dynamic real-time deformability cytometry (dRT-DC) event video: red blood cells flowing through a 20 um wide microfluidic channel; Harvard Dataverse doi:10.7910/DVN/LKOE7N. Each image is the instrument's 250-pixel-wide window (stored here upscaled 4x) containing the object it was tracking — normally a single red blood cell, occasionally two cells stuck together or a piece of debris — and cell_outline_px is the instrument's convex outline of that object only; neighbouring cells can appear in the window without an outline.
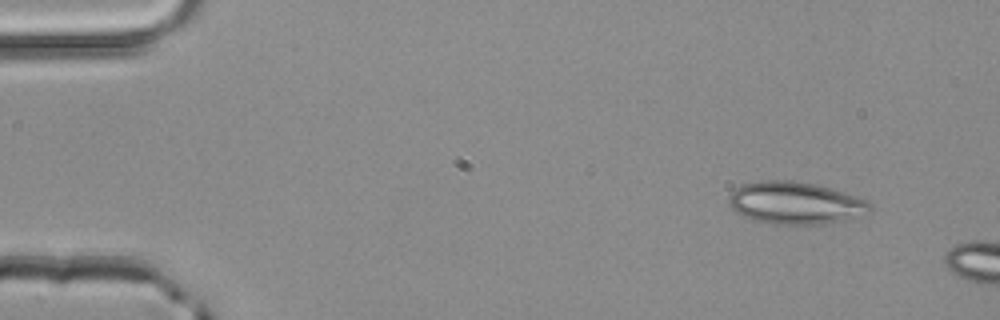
{"species": "common noctule bat (a hibernating species)", "species_latin": "Nyctalus noctula", "temperature_condition": "room temperature", "stored_images_in_passage": 2, "camera_frame_rate_fps": 3000, "um_per_image_px": 0.085, "animal": {"sex": "male", "body_mass_g": 20.4}, "frame": {"image": 1, "passage_image": 1, "time_ms": 0.0, "image_size_px": [1000, 320], "cell_outline_px": [[872, 208], [868, 212], [844, 220], [824, 224], [776, 224], [752, 220], [736, 212], [732, 208], [728, 200], [728, 196], [736, 188], [744, 184], [760, 180], [792, 180], [816, 184], [844, 192], [868, 200], [872, 204]], "centroid_in_image_um": [67.6, 17.24], "position_along_channel_um": 17.4, "area_um2": 34.8}}